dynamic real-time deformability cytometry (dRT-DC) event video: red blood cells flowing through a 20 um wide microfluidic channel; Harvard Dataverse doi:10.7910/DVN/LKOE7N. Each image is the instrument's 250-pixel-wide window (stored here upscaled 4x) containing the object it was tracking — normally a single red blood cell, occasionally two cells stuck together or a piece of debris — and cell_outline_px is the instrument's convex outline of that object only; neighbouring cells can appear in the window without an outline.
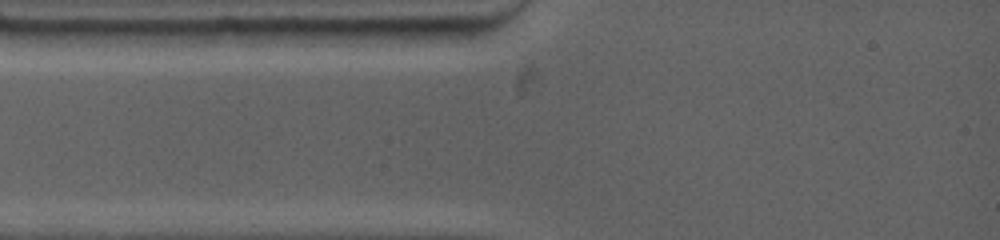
{"species": "common noctule bat (a hibernating species)", "species_latin": "Nyctalus noctula", "temperature_condition": "warm", "stored_images_in_passage": 2, "camera_frame_rate_fps": 4500, "um_per_image_px": 0.085, "animal": {"sex": "female", "body_mass_g": 19.0, "forearm_length_mm": 53.3}, "frame": {"image": 1, "passage_image": 1, "time_ms": 0.0, "image_size_px": [1000, 240], "cell_outline_px": [[472, 36], [460, 44], [428, 48], [360, 44], [344, 32], [344, 28], [468, 28]], "centroid_in_image_um": [34.82, 3.11], "position_along_channel_um": 50.2, "area_um2": 15.09}}